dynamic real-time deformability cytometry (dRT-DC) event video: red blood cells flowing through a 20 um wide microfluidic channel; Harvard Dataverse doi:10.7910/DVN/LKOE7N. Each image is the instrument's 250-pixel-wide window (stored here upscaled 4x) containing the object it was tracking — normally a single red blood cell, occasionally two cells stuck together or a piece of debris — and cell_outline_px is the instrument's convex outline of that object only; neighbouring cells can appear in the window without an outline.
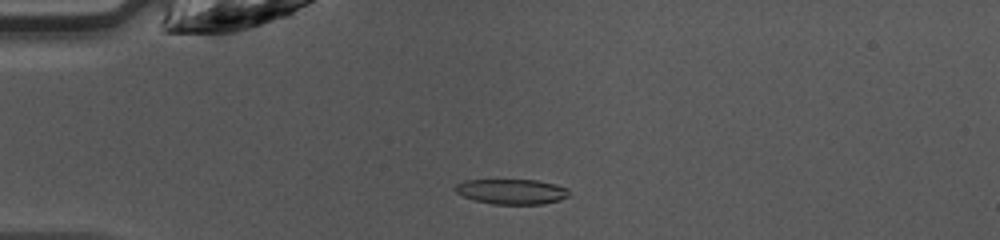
{"species": "common noctule bat (a hibernating species)", "species_latin": "Nyctalus noctula", "temperature_condition": "warm", "stored_images_in_passage": 46, "camera_frame_rate_fps": 3000, "um_per_image_px": 0.085, "animal": {"sex": "female", "body_mass_g": 10.0, "forearm_length_mm": 53.1}, "frame": {"image": 1, "passage_image": 12, "time_ms": 3.667, "image_size_px": [1000, 240], "cell_outline_px": [[568, 196], [560, 200], [544, 204], [492, 204], [476, 200], [464, 196], [456, 192], [452, 188], [456, 184], [464, 180], [536, 180], [556, 184], [568, 188]], "centroid_in_image_um": [43.49, 16.28], "position_along_channel_um": 41.5, "area_um2": 16.7}}
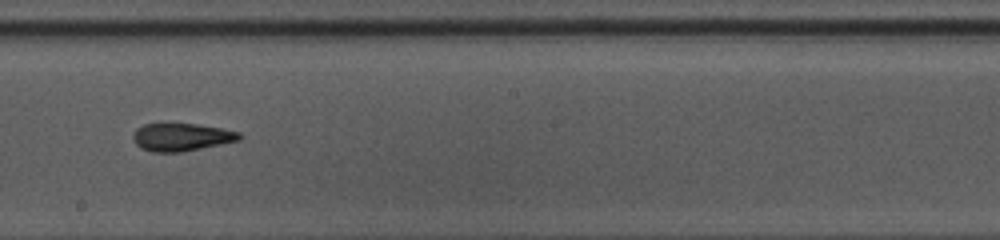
{"frame": {"image": 2, "passage_image": 27, "time_ms": 8.667, "image_size_px": [1000, 240], "cell_outline_px": [[244, 136], [240, 140], [184, 152], [152, 152], [140, 148], [132, 140], [132, 136], [136, 128], [144, 124], [196, 124], [220, 128], [240, 132]], "centroid_in_image_um": [15.42, 11.66], "position_along_channel_um": 232.8, "area_um2": 17.34}}
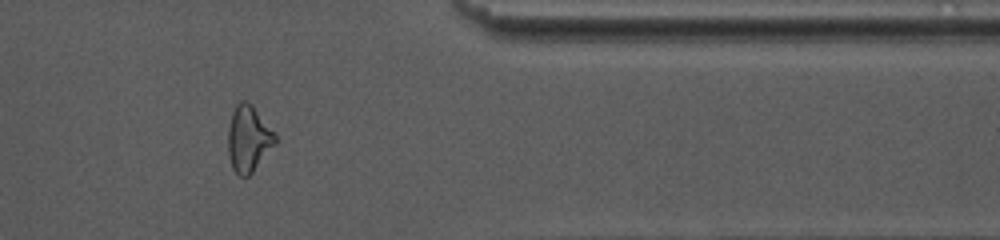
{"frame": {"image": 3, "passage_image": 39, "time_ms": 12.667, "image_size_px": [1000, 240], "cell_outline_px": [[276, 144], [252, 172], [248, 176], [240, 176], [232, 168], [228, 156], [228, 128], [232, 112], [236, 104], [240, 100], [244, 100], [252, 104], [276, 132]], "centroid_in_image_um": [21.13, 11.76], "position_along_channel_um": 390.3, "area_um2": 18.44}}